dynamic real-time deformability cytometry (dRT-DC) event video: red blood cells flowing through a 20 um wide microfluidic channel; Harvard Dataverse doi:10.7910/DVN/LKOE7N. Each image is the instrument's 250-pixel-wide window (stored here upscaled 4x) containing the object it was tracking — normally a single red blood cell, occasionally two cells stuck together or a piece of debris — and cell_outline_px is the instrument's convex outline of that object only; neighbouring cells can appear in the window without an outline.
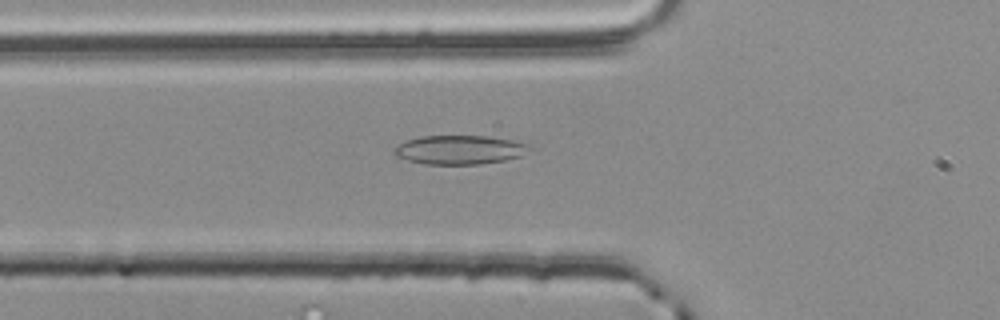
{"species": "common noctule bat (a hibernating species)", "species_latin": "Nyctalus noctula", "temperature_condition": "room temperature", "stored_images_in_passage": 41, "camera_frame_rate_fps": 3000, "um_per_image_px": 0.085, "animal": {"sex": "male", "body_mass_g": 20.4}, "frame": {"image": 1, "passage_image": 6, "time_ms": 1.667, "image_size_px": [1000, 320], "cell_outline_px": [[536, 148], [520, 156], [508, 160], [480, 164], [424, 164], [408, 160], [396, 156], [392, 152], [400, 144], [408, 140], [420, 136], [488, 136], [512, 140], [528, 144]], "centroid_in_image_um": [39.14, 12.73], "position_along_channel_um": 86.7, "area_um2": 22.95}}
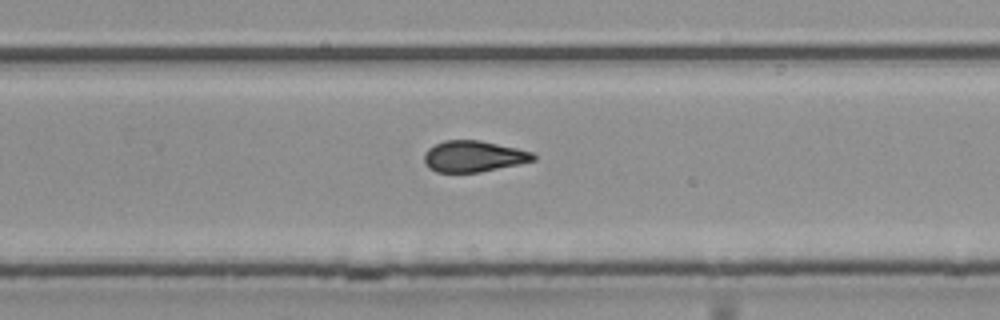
{"frame": {"image": 2, "passage_image": 22, "time_ms": 7.0, "image_size_px": [1000, 320], "cell_outline_px": [[536, 160], [520, 164], [480, 172], [436, 172], [428, 168], [424, 164], [424, 156], [428, 148], [444, 140], [480, 140], [516, 148], [532, 152], [536, 156]], "centroid_in_image_um": [40.25, 13.29], "position_along_channel_um": 289.6, "area_um2": 19.88}}
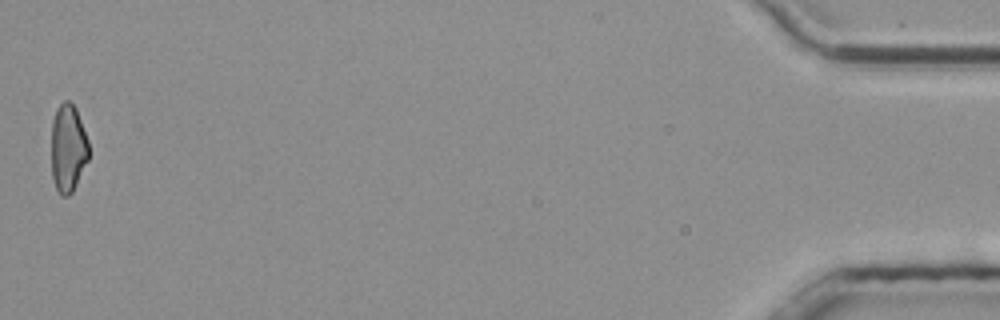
{"frame": {"image": 3, "passage_image": 41, "time_ms": 13.333, "image_size_px": [1000, 320], "cell_outline_px": [[88, 160], [72, 192], [68, 196], [60, 196], [56, 188], [52, 176], [52, 120], [56, 108], [64, 100], [68, 100], [76, 108], [88, 140]], "centroid_in_image_um": [5.78, 12.59], "position_along_channel_um": 429.4, "area_um2": 19.13}, "authors_computed_cell_mechanics": {"area_um2": 20.1144, "velocity_mm_per_s": 3.7963, "shape_relaxation_time_tau1_ms": null, "shape_relaxation_time_tau2_ms": 2.5585, "deformation_change_tau1": null, "deformation_change_tau2": 0.1007}}